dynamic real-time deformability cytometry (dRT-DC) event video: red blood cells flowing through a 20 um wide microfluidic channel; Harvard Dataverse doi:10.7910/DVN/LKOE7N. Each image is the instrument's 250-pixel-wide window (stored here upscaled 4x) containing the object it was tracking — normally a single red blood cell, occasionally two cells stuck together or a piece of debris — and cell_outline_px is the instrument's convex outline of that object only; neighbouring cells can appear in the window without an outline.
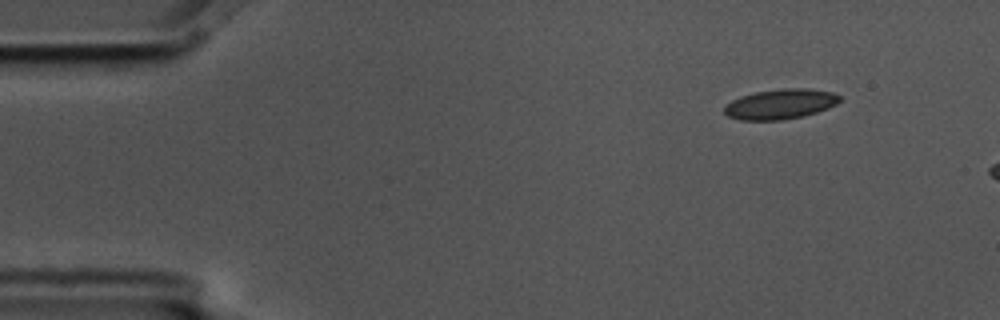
{"species": "common noctule bat (a hibernating species)", "species_latin": "Nyctalus noctula", "temperature_condition": "cold", "stored_images_in_passage": 3, "camera_frame_rate_fps": 3000, "um_per_image_px": 0.085, "animal": {"sex": "male", "body_mass_g": 17.5, "forearm_length_mm": 52.3}, "frame": {"image": 1, "passage_image": 1, "time_ms": 0.0, "image_size_px": [1000, 320], "cell_outline_px": [[840, 100], [836, 104], [828, 108], [804, 116], [780, 120], [740, 120], [728, 116], [724, 112], [724, 104], [740, 96], [756, 92], [784, 88], [808, 88], [832, 92], [840, 96]], "centroid_in_image_um": [66.31, 8.84], "position_along_channel_um": 18.7, "area_um2": 20.23}}